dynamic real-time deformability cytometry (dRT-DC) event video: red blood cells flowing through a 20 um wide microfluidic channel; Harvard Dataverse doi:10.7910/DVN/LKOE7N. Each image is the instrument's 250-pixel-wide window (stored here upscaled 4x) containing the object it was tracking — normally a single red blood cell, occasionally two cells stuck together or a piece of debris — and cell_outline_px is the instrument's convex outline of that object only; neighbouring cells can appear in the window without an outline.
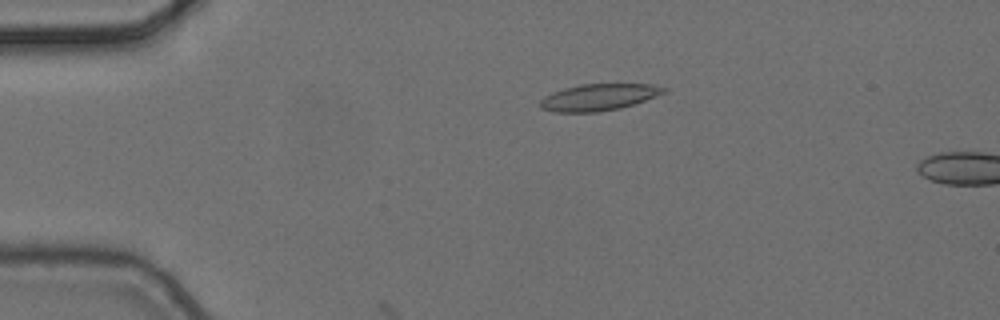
{"species": "common noctule bat (a hibernating species)", "species_latin": "Nyctalus noctula", "temperature_condition": "cold", "stored_images_in_passage": 5, "camera_frame_rate_fps": 3000, "um_per_image_px": 0.085, "animal": {"sex": "female", "body_mass_g": 24.6, "forearm_length_mm": 56.2}, "frame": {"image": 1, "passage_image": 4, "time_ms": 1.0, "image_size_px": [1000, 320], "cell_outline_px": [[668, 92], [620, 108], [596, 112], [552, 112], [540, 108], [540, 100], [544, 96], [552, 92], [564, 88], [580, 84], [652, 84], [668, 88]], "centroid_in_image_um": [50.88, 8.26], "position_along_channel_um": 34.1, "area_um2": 19.25}}